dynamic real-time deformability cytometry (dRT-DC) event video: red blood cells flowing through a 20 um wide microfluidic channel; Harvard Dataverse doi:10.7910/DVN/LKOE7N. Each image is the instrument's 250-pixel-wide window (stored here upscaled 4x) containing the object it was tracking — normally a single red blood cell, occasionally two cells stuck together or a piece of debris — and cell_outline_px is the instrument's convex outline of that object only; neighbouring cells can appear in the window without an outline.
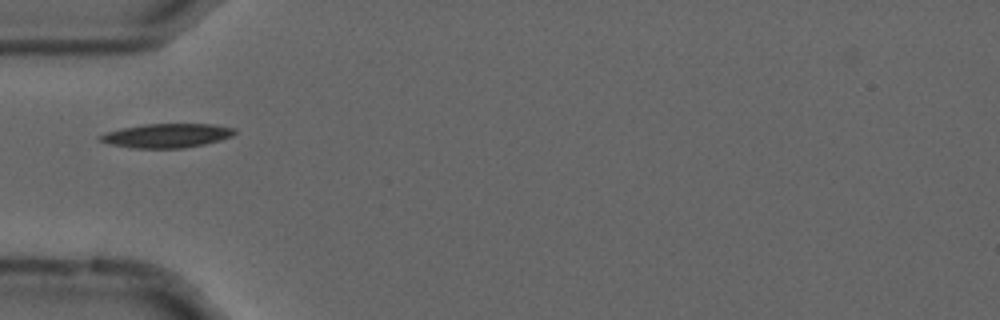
{"species": "common noctule bat (a hibernating species)", "species_latin": "Nyctalus noctula", "temperature_condition": "cold", "stored_images_in_passage": 32, "camera_frame_rate_fps": 3000, "um_per_image_px": 0.085, "animal": {"sex": "male", "forearm_length_mm": 52.5}, "frame": {"image": 1, "passage_image": 1, "time_ms": 0.0, "image_size_px": [1000, 320], "cell_outline_px": [[236, 132], [232, 136], [220, 140], [204, 144], [184, 148], [132, 148], [112, 144], [96, 140], [96, 136], [108, 132], [124, 128], [144, 124], [212, 124], [236, 128]], "centroid_in_image_um": [14.18, 11.53], "position_along_channel_um": 70.8, "area_um2": 18.84}}
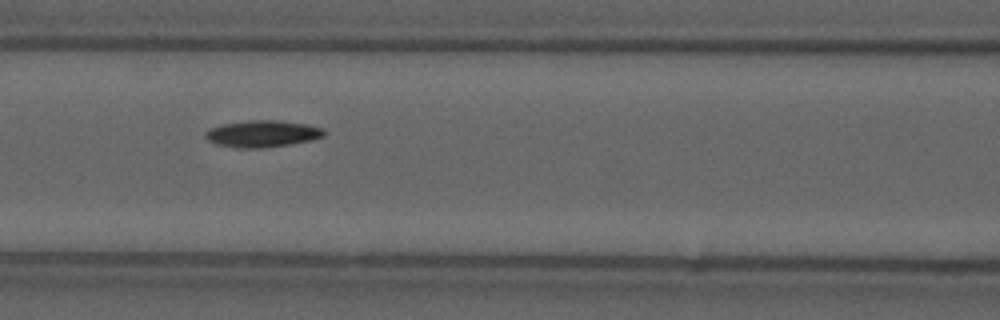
{"frame": {"image": 2, "passage_image": 7, "time_ms": 2.0, "image_size_px": [1000, 320], "cell_outline_px": [[324, 136], [312, 140], [264, 148], [236, 148], [216, 144], [208, 140], [204, 136], [204, 132], [212, 128], [224, 124], [248, 120], [280, 120], [304, 124], [324, 128]], "centroid_in_image_um": [22.29, 11.37], "position_along_channel_um": 144.3, "area_um2": 18.44}}
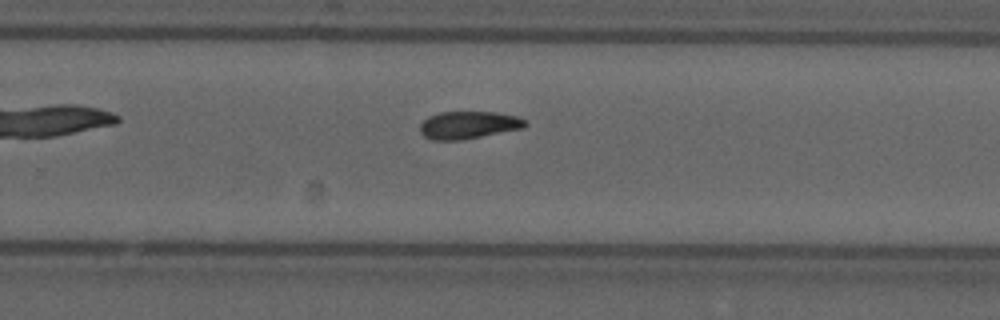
{"frame": {"image": 3, "passage_image": 19, "time_ms": 6.0, "image_size_px": [1000, 320], "cell_outline_px": [[528, 124], [524, 128], [460, 140], [432, 140], [424, 136], [420, 132], [420, 124], [428, 116], [440, 112], [496, 112], [516, 116], [528, 120]], "centroid_in_image_um": [39.83, 10.62], "position_along_channel_um": 290.0, "area_um2": 16.94}, "authors_computed_cell_mechanics": {"area_um2": 17.2244, "velocity_mm_per_s": 3.6549, "shape_relaxation_time_tau1_ms": 3.9716, "shape_relaxation_time_tau2_ms": null, "deformation_change_tau1": 0.1224, "deformation_change_tau2": null}}